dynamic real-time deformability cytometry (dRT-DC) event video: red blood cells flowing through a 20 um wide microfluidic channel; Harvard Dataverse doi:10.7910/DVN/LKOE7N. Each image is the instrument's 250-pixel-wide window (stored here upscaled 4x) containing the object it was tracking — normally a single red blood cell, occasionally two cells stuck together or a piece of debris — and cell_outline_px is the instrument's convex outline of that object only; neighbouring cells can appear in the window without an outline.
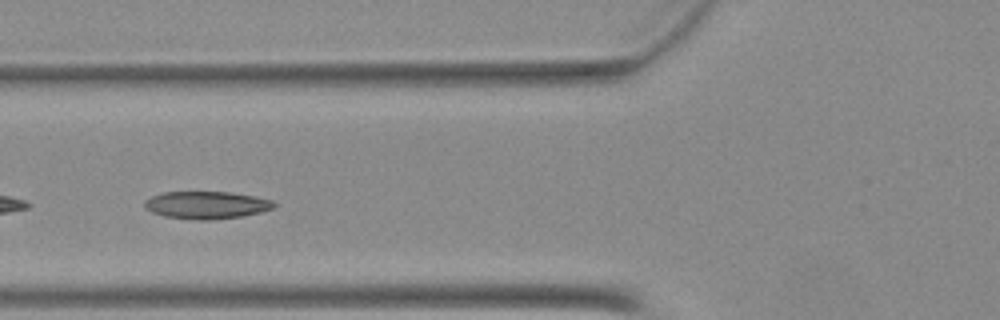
{"species": "Egyptian fruit bat (a non-hibernating species)", "species_latin": "Rousettus aegyptiacus", "temperature_condition": "warm", "stored_images_in_passage": 21, "camera_frame_rate_fps": 3000, "um_per_image_px": 0.085, "animal": {"sex": "female"}, "frame": {"image": 1, "passage_image": 4, "time_ms": 1.0, "image_size_px": [1000, 320], "cell_outline_px": [[276, 204], [272, 208], [260, 212], [244, 216], [212, 220], [196, 220], [164, 216], [152, 212], [144, 208], [144, 200], [152, 196], [164, 192], [228, 192], [256, 196], [272, 200]], "centroid_in_image_um": [17.54, 17.43], "position_along_channel_um": 108.3, "area_um2": 20.81}}
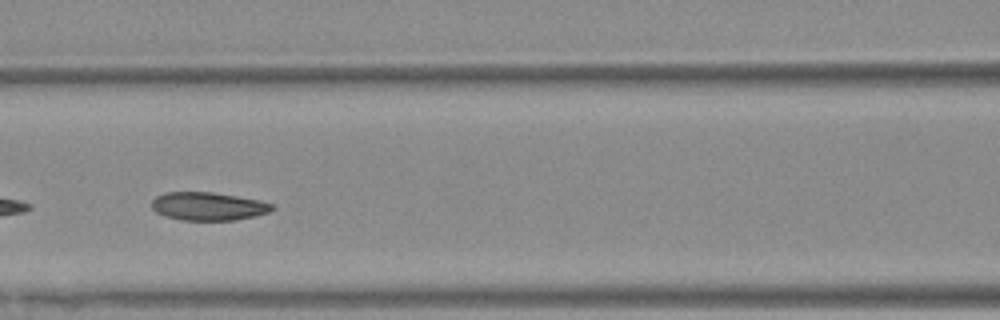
{"frame": {"image": 2, "passage_image": 7, "time_ms": 2.0, "image_size_px": [1000, 320], "cell_outline_px": [[276, 208], [268, 212], [256, 216], [236, 220], [184, 220], [164, 216], [156, 212], [152, 208], [152, 200], [156, 196], [164, 192], [212, 192], [260, 200], [276, 204]], "centroid_in_image_um": [17.73, 17.53], "position_along_channel_um": 148.9, "area_um2": 19.94}}
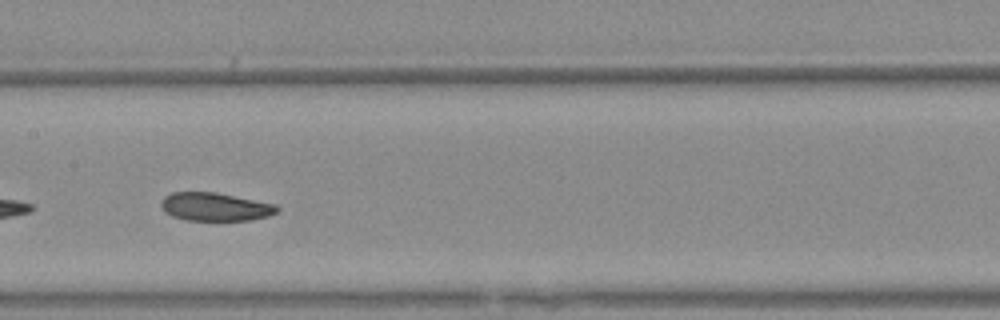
{"frame": {"image": 3, "passage_image": 10, "time_ms": 3.0, "image_size_px": [1000, 320], "cell_outline_px": [[280, 208], [276, 212], [268, 216], [252, 220], [184, 220], [172, 216], [164, 212], [160, 204], [164, 196], [172, 192], [216, 192], [276, 204]], "centroid_in_image_um": [18.27, 17.57], "position_along_channel_um": 189.1, "area_um2": 19.19}}